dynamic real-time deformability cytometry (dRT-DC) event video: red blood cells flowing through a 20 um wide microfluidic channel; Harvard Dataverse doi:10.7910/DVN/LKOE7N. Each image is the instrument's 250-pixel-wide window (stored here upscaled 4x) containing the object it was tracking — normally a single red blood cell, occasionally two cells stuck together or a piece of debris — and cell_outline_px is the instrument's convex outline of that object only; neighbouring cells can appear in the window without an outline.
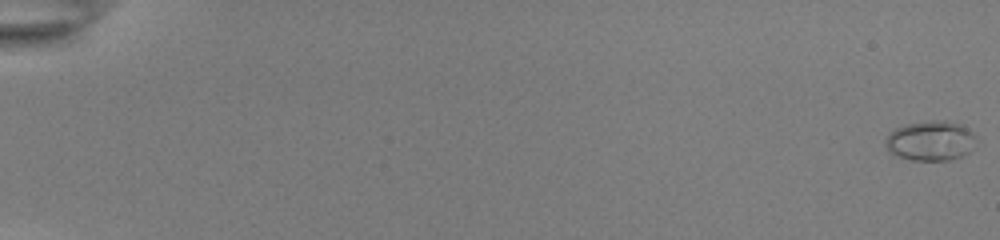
{"species": "common noctule bat (a hibernating species)", "species_latin": "Nyctalus noctula", "temperature_condition": "room temperature", "stored_images_in_passage": 55, "camera_frame_rate_fps": 3000, "um_per_image_px": 0.085, "animal": {"sex": "female", "body_mass_g": 22.0, "forearm_length_mm": 56.7}, "frame": {"image": 1, "passage_image": 1, "time_ms": 0.0, "image_size_px": [1000, 240], "cell_outline_px": [[976, 136], [968, 152], [960, 156], [948, 160], [908, 160], [888, 152], [884, 144], [884, 140], [896, 128], [908, 124], [928, 120], [944, 120], [960, 124], [972, 132]], "centroid_in_image_um": [79.05, 11.96], "position_along_channel_um": 6.0, "area_um2": 20.87}}
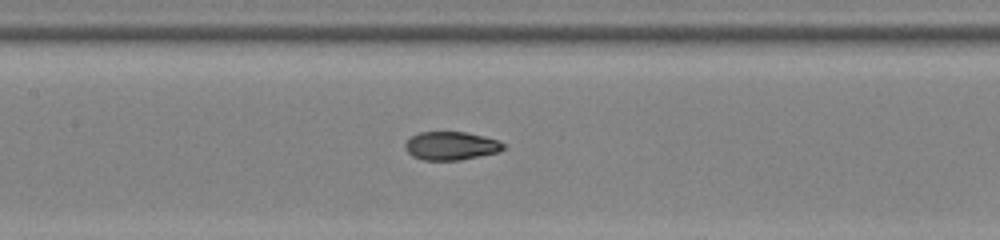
{"frame": {"image": 2, "passage_image": 29, "time_ms": 9.333, "image_size_px": [1000, 240], "cell_outline_px": [[504, 148], [496, 152], [460, 160], [424, 160], [412, 156], [404, 148], [404, 144], [412, 136], [420, 132], [464, 132], [484, 136], [496, 140], [504, 144]], "centroid_in_image_um": [38.29, 12.39], "position_along_channel_um": 169.1, "area_um2": 16.01}}
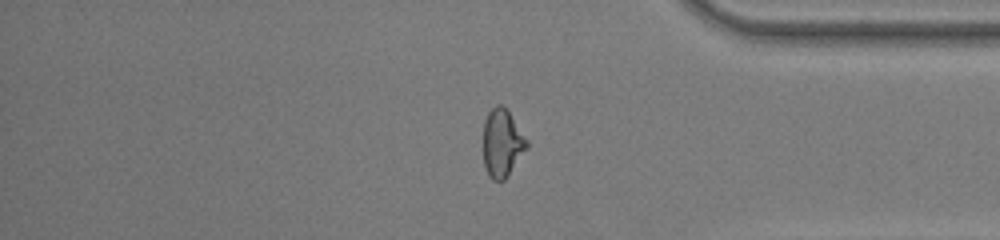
{"frame": {"image": 3, "passage_image": 47, "time_ms": 15.333, "image_size_px": [1000, 240], "cell_outline_px": [[528, 148], [508, 176], [504, 180], [492, 180], [488, 176], [484, 168], [484, 120], [488, 112], [496, 104], [500, 104], [508, 112], [528, 140]], "centroid_in_image_um": [42.68, 12.2], "position_along_channel_um": 392.5, "area_um2": 17.22}, "authors_computed_cell_mechanics": {"area_um2": 17.3978, "velocity_mm_per_s": 3.9062, "shape_relaxation_time_tau1_ms": 6.6598, "shape_relaxation_time_tau2_ms": 0.9129, "deformation_change_tau1": 0.2059, "deformation_change_tau2": 0.0589}}